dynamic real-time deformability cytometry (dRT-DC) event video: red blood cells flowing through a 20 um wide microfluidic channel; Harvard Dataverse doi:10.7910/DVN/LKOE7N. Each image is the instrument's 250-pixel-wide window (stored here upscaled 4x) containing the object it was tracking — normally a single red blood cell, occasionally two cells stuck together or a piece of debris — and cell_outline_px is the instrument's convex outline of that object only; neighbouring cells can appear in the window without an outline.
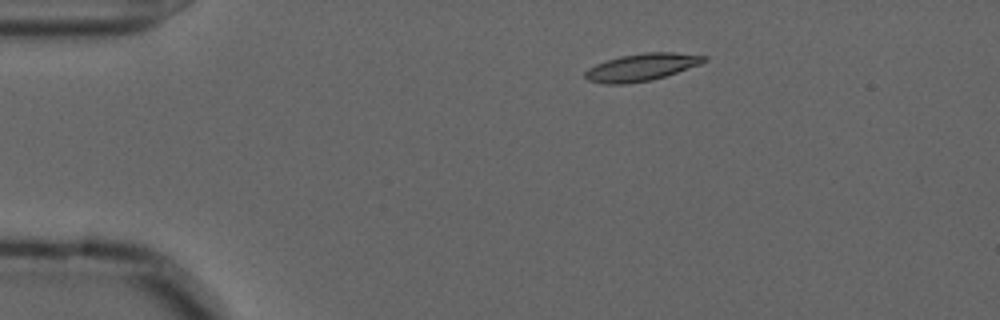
{"species": "common noctule bat (a hibernating species)", "species_latin": "Nyctalus noctula", "temperature_condition": "cold", "stored_images_in_passage": 47, "camera_frame_rate_fps": 3000, "um_per_image_px": 0.085, "animal": {"sex": "male", "forearm_length_mm": 52.5}, "frame": {"image": 1, "passage_image": 1, "time_ms": 0.0, "image_size_px": [1000, 320], "cell_outline_px": [[708, 60], [700, 64], [652, 80], [628, 84], [604, 84], [588, 80], [584, 76], [584, 72], [588, 68], [596, 64], [620, 56], [644, 52], [672, 52], [708, 56]], "centroid_in_image_um": [54.52, 5.71], "position_along_channel_um": 30.5, "area_um2": 18.9}}
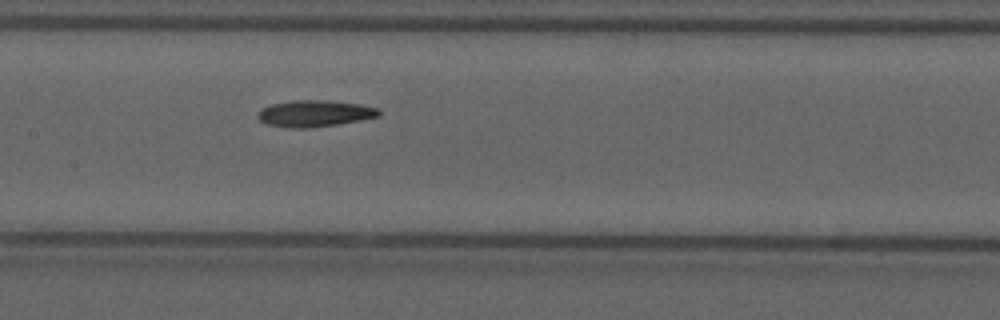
{"frame": {"image": 2, "passage_image": 18, "time_ms": 5.667, "image_size_px": [1000, 320], "cell_outline_px": [[380, 116], [360, 120], [336, 124], [308, 128], [288, 128], [268, 124], [260, 120], [256, 116], [260, 108], [272, 104], [292, 100], [328, 100], [360, 104], [380, 108]], "centroid_in_image_um": [26.74, 9.64], "position_along_channel_um": 180.7, "area_um2": 18.79}}
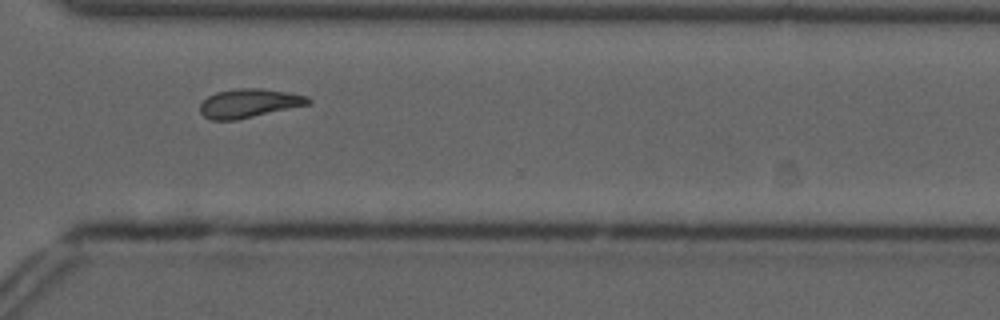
{"frame": {"image": 3, "passage_image": 32, "time_ms": 10.333, "image_size_px": [1000, 320], "cell_outline_px": [[312, 104], [236, 120], [212, 120], [204, 116], [200, 112], [200, 104], [208, 96], [216, 92], [236, 88], [260, 88], [288, 92], [308, 96], [312, 100]], "centroid_in_image_um": [21.2, 8.77], "position_along_channel_um": 349.4, "area_um2": 18.32}}